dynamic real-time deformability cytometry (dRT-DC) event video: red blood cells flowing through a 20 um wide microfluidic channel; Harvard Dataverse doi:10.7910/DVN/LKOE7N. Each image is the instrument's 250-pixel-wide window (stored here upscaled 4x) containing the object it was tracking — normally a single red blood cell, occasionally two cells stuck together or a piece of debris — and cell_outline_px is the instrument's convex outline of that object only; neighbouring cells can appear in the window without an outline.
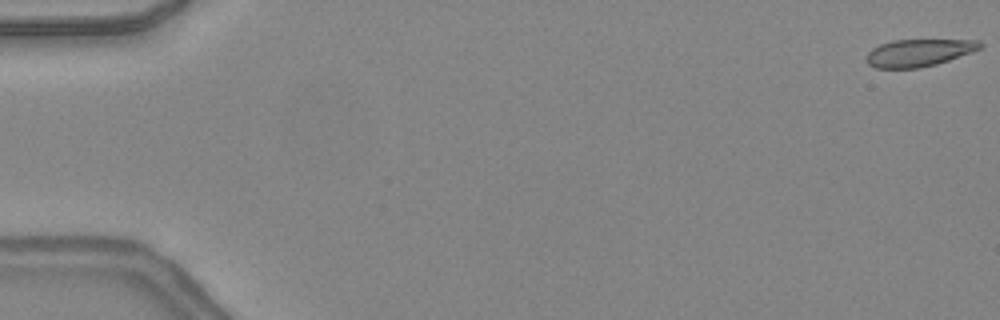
{"species": "common noctule bat (a hibernating species)", "species_latin": "Nyctalus noctula", "temperature_condition": "warm", "stored_images_in_passage": 48, "camera_frame_rate_fps": 3000, "um_per_image_px": 0.085, "animal": {"sex": "female", "body_mass_g": 24.6, "forearm_length_mm": 56.2}, "frame": {"image": 1, "passage_image": 1, "time_ms": 0.0, "image_size_px": [1000, 320], "cell_outline_px": [[984, 44], [980, 48], [948, 60], [936, 64], [920, 68], [876, 68], [868, 64], [864, 60], [864, 56], [872, 48], [880, 44], [892, 40], [980, 40]], "centroid_in_image_um": [78.03, 4.48], "position_along_channel_um": 7.0, "area_um2": 18.09}}
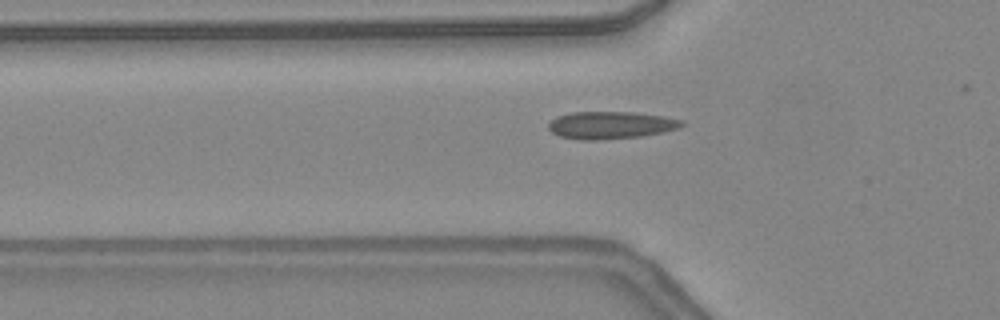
{"frame": {"image": 2, "passage_image": 17, "time_ms": 5.333, "image_size_px": [1000, 320], "cell_outline_px": [[684, 124], [680, 128], [664, 132], [640, 136], [600, 140], [580, 140], [560, 136], [552, 132], [548, 128], [548, 124], [556, 116], [572, 112], [632, 112], [664, 116], [684, 120]], "centroid_in_image_um": [51.93, 10.63], "position_along_channel_um": 73.9, "area_um2": 21.39}}
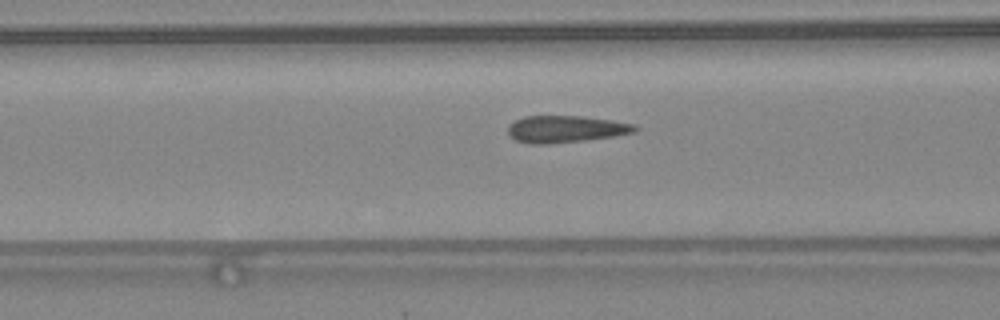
{"frame": {"image": 3, "passage_image": 20, "time_ms": 6.333, "image_size_px": [1000, 320], "cell_outline_px": [[640, 128], [636, 132], [612, 136], [584, 140], [548, 144], [528, 144], [516, 140], [508, 136], [508, 124], [524, 116], [580, 116], [612, 120], [636, 124]], "centroid_in_image_um": [48.07, 10.97], "position_along_channel_um": 118.5, "area_um2": 20.06}}